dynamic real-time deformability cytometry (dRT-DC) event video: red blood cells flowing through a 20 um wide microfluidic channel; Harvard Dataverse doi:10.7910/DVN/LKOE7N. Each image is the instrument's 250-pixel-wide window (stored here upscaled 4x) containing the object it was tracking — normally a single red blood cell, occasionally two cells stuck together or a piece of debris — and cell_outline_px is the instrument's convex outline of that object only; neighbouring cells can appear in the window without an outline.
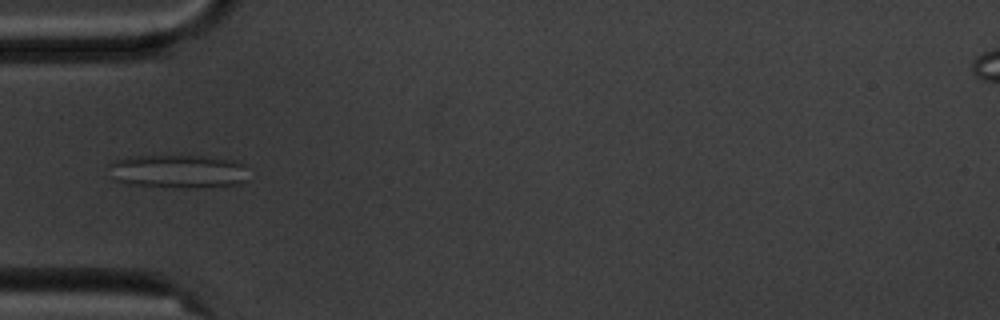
{"species": "common noctule bat (a hibernating species)", "species_latin": "Nyctalus noctula", "temperature_condition": "cold", "stored_images_in_passage": 7, "camera_frame_rate_fps": 3000, "um_per_image_px": 0.085, "animal": {"sex": "male", "body_mass_g": 20.1, "forearm_length_mm": 53.5}, "frame": {"image": 1, "passage_image": 4, "time_ms": 3.667, "image_size_px": [1000, 320], "cell_outline_px": [[244, 184], [204, 188], [192, 188], [128, 184], [112, 180], [108, 164], [112, 160], [128, 156], [204, 156], [240, 160], [244, 164]], "centroid_in_image_um": [15.11, 14.56], "position_along_channel_um": 69.9, "area_um2": 27.69}}
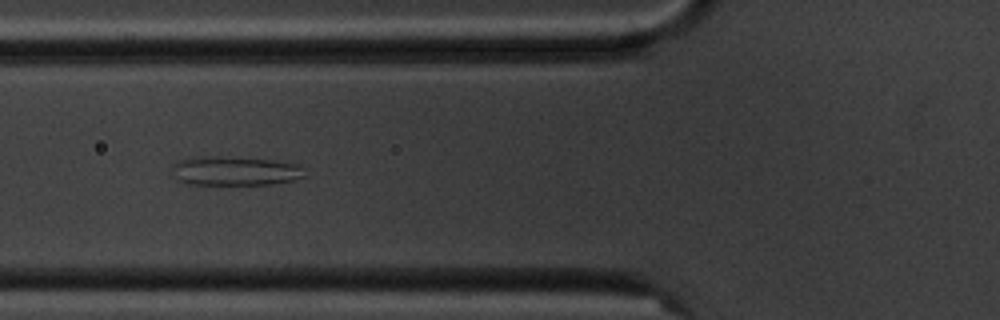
{"frame": {"image": 2, "passage_image": 5, "time_ms": 4.667, "image_size_px": [1000, 320], "cell_outline_px": [[304, 176], [296, 180], [272, 184], [188, 184], [176, 180], [172, 164], [180, 160], [192, 156], [216, 156], [272, 160], [300, 164]], "centroid_in_image_um": [19.95, 14.52], "position_along_channel_um": 105.8, "area_um2": 22.54}}